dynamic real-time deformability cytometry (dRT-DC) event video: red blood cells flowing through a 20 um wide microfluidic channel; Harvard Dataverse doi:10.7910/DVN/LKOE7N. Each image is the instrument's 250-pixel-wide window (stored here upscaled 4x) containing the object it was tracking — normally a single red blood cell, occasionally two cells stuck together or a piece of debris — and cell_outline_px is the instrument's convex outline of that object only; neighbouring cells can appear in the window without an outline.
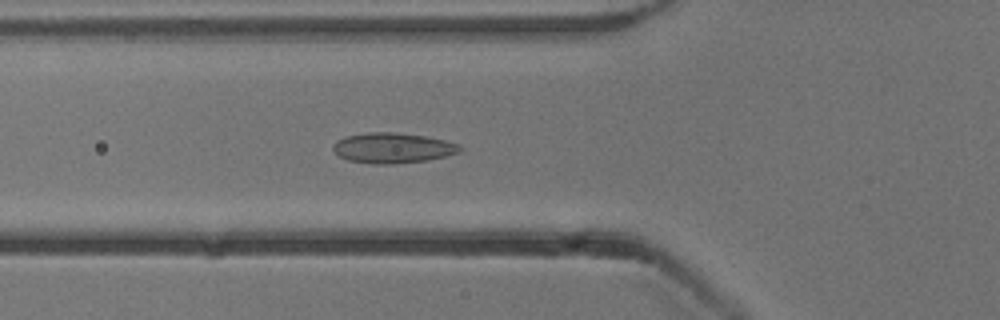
{"species": "common noctule bat (a hibernating species)", "species_latin": "Nyctalus noctula", "temperature_condition": "cold", "stored_images_in_passage": 40, "camera_frame_rate_fps": 3000, "um_per_image_px": 0.085, "animal": {"sex": "male", "body_mass_g": 13.3}, "frame": {"image": 1, "passage_image": 6, "time_ms": 1.667, "image_size_px": [1000, 320], "cell_outline_px": [[464, 148], [460, 152], [428, 160], [392, 164], [376, 164], [348, 160], [340, 156], [332, 148], [332, 144], [336, 140], [344, 136], [368, 132], [392, 132], [424, 136], [444, 140], [460, 144]], "centroid_in_image_um": [33.37, 12.57], "position_along_channel_um": 92.4, "area_um2": 22.43}}
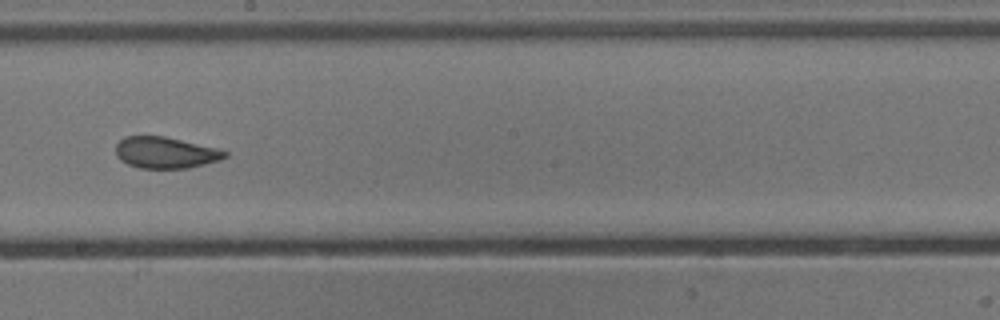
{"frame": {"image": 2, "passage_image": 17, "time_ms": 5.333, "image_size_px": [1000, 320], "cell_outline_px": [[228, 156], [220, 160], [188, 168], [140, 168], [128, 164], [120, 160], [116, 156], [116, 144], [124, 136], [164, 136], [220, 148], [228, 152]], "centroid_in_image_um": [14.09, 12.96], "position_along_channel_um": 234.1, "area_um2": 20.11}}
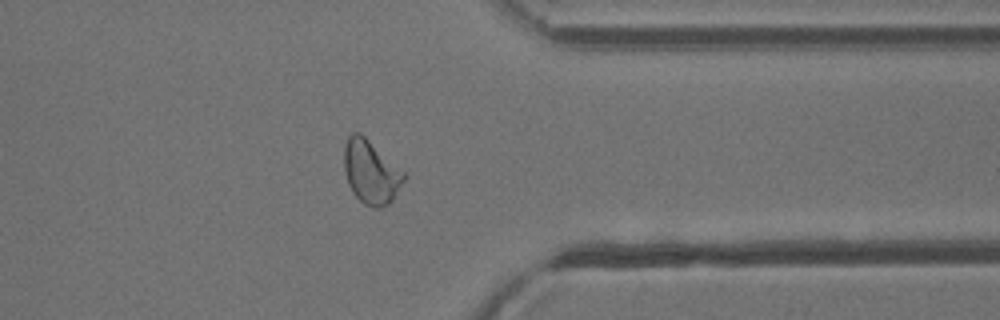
{"frame": {"image": 3, "passage_image": 29, "time_ms": 9.333, "image_size_px": [1000, 320], "cell_outline_px": [[408, 176], [392, 200], [388, 204], [380, 208], [372, 208], [364, 204], [352, 192], [348, 184], [344, 172], [344, 148], [348, 136], [352, 132], [360, 132], [404, 172]], "centroid_in_image_um": [31.52, 14.64], "position_along_channel_um": 379.9, "area_um2": 22.2}, "authors_computed_cell_mechanics": {"area_um2": 21.5305, "velocity_mm_per_s": 3.8534, "shape_relaxation_time_tau1_ms": null, "shape_relaxation_time_tau2_ms": 1.5369, "deformation_change_tau1": null, "deformation_change_tau2": 0.066}}